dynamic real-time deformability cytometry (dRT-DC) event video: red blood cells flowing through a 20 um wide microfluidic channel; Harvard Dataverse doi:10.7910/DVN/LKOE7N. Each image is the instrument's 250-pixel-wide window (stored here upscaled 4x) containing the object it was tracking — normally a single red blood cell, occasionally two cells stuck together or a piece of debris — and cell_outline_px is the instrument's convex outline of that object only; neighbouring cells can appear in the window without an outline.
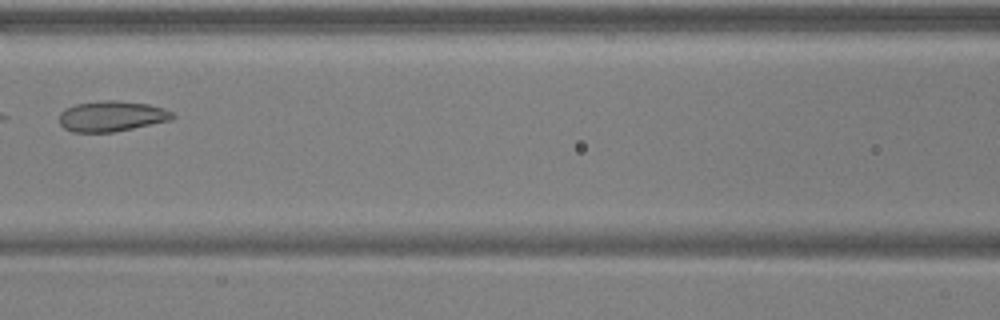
{"species": "common noctule bat (a hibernating species)", "species_latin": "Nyctalus noctula", "temperature_condition": "warm", "stored_images_in_passage": 5, "camera_frame_rate_fps": 3000, "um_per_image_px": 0.085, "animal": {"sex": "male", "body_mass_g": 17.9, "forearm_length_mm": 54.2}, "frame": {"image": 1, "passage_image": 5, "time_ms": 1.333, "image_size_px": [1000, 320], "cell_outline_px": [[176, 116], [172, 120], [112, 132], [72, 132], [64, 128], [60, 124], [60, 112], [64, 108], [76, 104], [104, 100], [116, 100], [148, 104], [164, 108], [172, 112]], "centroid_in_image_um": [9.49, 9.87], "position_along_channel_um": 157.1, "area_um2": 20.17}}